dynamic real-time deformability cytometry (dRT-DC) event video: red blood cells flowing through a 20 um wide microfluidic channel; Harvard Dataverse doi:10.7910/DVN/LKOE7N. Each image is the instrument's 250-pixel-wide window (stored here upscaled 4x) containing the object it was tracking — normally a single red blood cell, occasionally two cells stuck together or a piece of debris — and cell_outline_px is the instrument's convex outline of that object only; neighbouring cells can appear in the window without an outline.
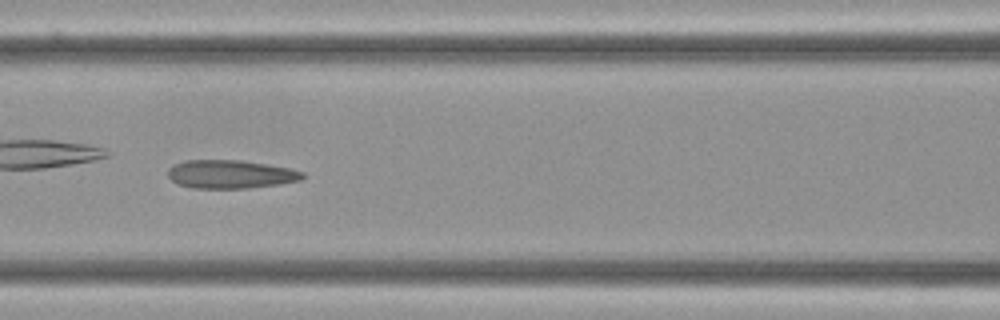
{"species": "Egyptian fruit bat (a non-hibernating species)", "species_latin": "Rousettus aegyptiacus", "temperature_condition": "cold", "stored_images_in_passage": 49, "camera_frame_rate_fps": 3000, "um_per_image_px": 0.085, "frame": {"image": 1, "passage_image": 15, "time_ms": 4.667, "image_size_px": [1000, 320], "cell_outline_px": [[308, 176], [300, 180], [280, 184], [248, 188], [192, 188], [176, 184], [168, 176], [168, 168], [184, 160], [240, 160], [288, 168], [304, 172]], "centroid_in_image_um": [19.59, 14.81], "position_along_channel_um": 147.0, "area_um2": 22.31}}
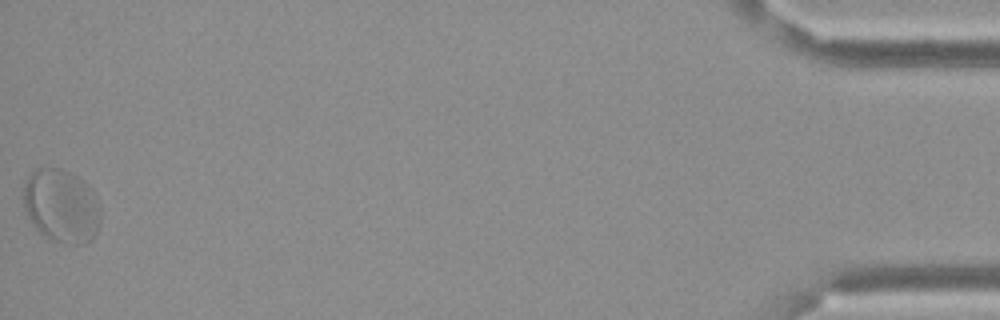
{"frame": {"image": 2, "passage_image": 49, "time_ms": 16.0, "image_size_px": [1000, 320], "cell_outline_px": [[100, 220], [96, 232], [92, 240], [84, 244], [64, 244], [52, 240], [40, 232], [36, 228], [28, 216], [24, 204], [24, 184], [28, 176], [36, 168], [60, 168], [76, 176], [88, 188], [100, 208]], "centroid_in_image_um": [5.2, 17.53], "position_along_channel_um": 430.0, "area_um2": 32.48}, "authors_computed_cell_mechanics": {"area_um2": 23.987, "velocity_mm_per_s": 3.3248, "shape_relaxation_time_tau1_ms": null, "shape_relaxation_time_tau2_ms": 0.9633, "deformation_change_tau1": null, "deformation_change_tau2": 0.0534}}